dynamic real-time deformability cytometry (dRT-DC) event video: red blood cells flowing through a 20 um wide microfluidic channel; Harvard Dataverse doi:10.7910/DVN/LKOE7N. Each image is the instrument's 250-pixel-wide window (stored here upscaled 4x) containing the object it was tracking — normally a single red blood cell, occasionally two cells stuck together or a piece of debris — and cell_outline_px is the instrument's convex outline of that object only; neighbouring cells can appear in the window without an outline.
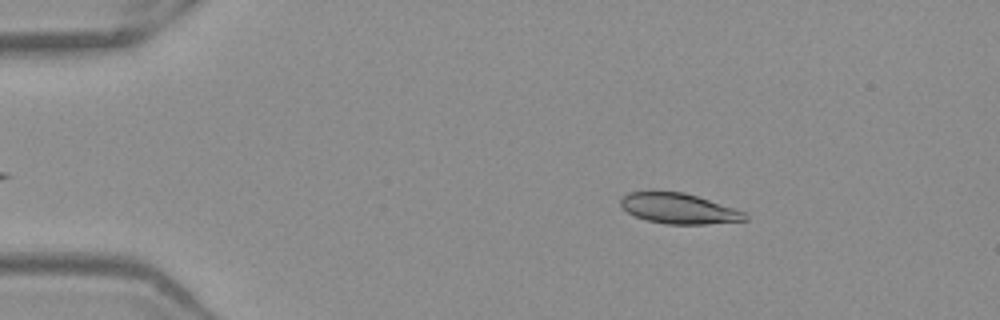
{"species": "Egyptian fruit bat (a non-hibernating species)", "species_latin": "Rousettus aegyptiacus", "temperature_condition": "warm", "stored_images_in_passage": 50, "camera_frame_rate_fps": 3000, "um_per_image_px": 0.085, "frame": {"image": 1, "passage_image": 7, "time_ms": 2.0, "image_size_px": [1000, 320], "cell_outline_px": [[748, 220], [704, 224], [664, 224], [648, 220], [636, 216], [628, 212], [620, 204], [620, 196], [628, 192], [684, 192], [744, 212], [748, 216]], "centroid_in_image_um": [57.66, 17.73], "position_along_channel_um": 27.3, "area_um2": 21.62}}
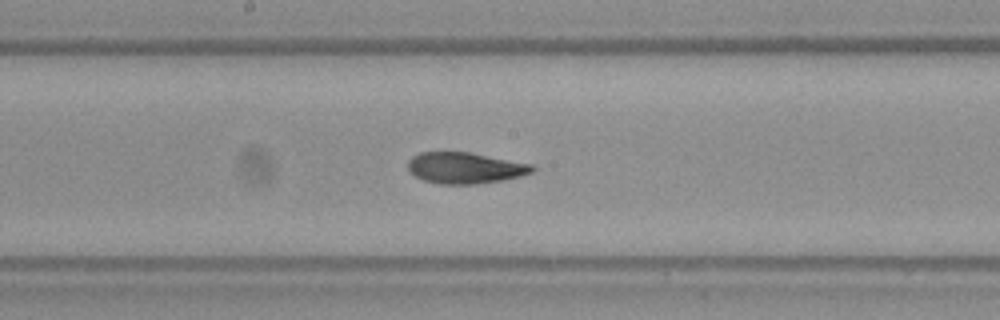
{"frame": {"image": 2, "passage_image": 26, "time_ms": 8.333, "image_size_px": [1000, 320], "cell_outline_px": [[536, 168], [532, 172], [520, 176], [504, 180], [476, 184], [440, 184], [424, 180], [416, 176], [408, 168], [408, 160], [412, 156], [420, 152], [468, 152], [532, 164]], "centroid_in_image_um": [39.53, 14.27], "position_along_channel_um": 208.7, "area_um2": 22.48}}
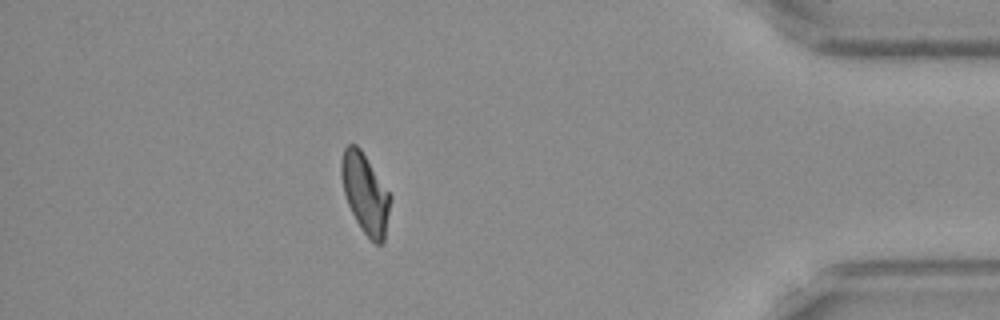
{"frame": {"image": 3, "passage_image": 44, "time_ms": 14.333, "image_size_px": [1000, 320], "cell_outline_px": [[392, 196], [384, 244], [376, 244], [360, 228], [348, 204], [344, 192], [340, 176], [340, 160], [344, 148], [348, 144], [356, 144], [360, 148]], "centroid_in_image_um": [31.04, 16.44], "position_along_channel_um": 404.2, "area_um2": 22.89}, "authors_computed_cell_mechanics": {"area_um2": 22.8599, "velocity_mm_per_s": 3.9754, "shape_relaxation_time_tau1_ms": null, "shape_relaxation_time_tau2_ms": 1.69, "deformation_change_tau1": null, "deformation_change_tau2": 0.0658}}